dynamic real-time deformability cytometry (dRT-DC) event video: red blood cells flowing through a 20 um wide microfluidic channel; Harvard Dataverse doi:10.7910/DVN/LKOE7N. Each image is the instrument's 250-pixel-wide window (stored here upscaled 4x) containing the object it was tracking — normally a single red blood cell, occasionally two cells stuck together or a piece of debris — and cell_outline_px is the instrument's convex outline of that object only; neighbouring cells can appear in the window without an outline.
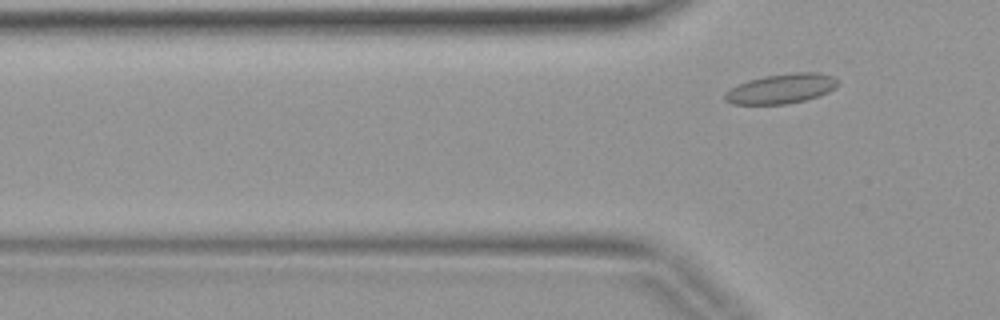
{"species": "common noctule bat (a hibernating species)", "species_latin": "Nyctalus noctula", "temperature_condition": "warm", "stored_images_in_passage": 5, "camera_frame_rate_fps": 3000, "um_per_image_px": 0.085, "animal": {"sex": "female", "body_mass_g": 19.9}, "frame": {"image": 1, "passage_image": 5, "time_ms": 1.333, "image_size_px": [1000, 320], "cell_outline_px": [[840, 84], [828, 92], [804, 100], [784, 104], [732, 104], [724, 100], [724, 92], [748, 80], [764, 76], [796, 72], [816, 72], [832, 76], [840, 80]], "centroid_in_image_um": [66.42, 7.53], "position_along_channel_um": 59.4, "area_um2": 19.48}}